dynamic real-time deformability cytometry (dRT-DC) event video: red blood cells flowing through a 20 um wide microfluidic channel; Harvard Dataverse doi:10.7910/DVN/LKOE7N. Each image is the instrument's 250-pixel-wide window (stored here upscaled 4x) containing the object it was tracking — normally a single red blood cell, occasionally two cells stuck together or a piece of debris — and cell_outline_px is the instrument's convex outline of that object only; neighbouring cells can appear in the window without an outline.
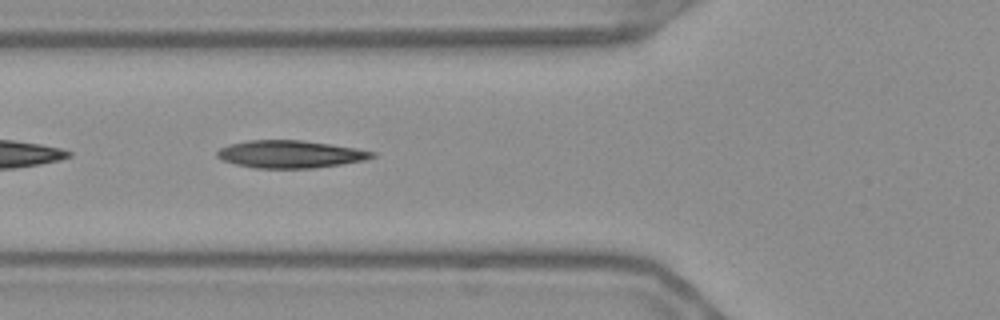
{"species": "Egyptian fruit bat (a non-hibernating species)", "species_latin": "Rousettus aegyptiacus", "temperature_condition": "warm", "stored_images_in_passage": 34, "camera_frame_rate_fps": 3000, "um_per_image_px": 0.085, "frame": {"image": 1, "passage_image": 5, "time_ms": 1.333, "image_size_px": [1000, 320], "cell_outline_px": [[376, 156], [364, 160], [316, 168], [256, 168], [236, 164], [224, 160], [216, 156], [216, 152], [220, 148], [228, 144], [248, 140], [300, 140], [356, 148], [376, 152]], "centroid_in_image_um": [24.66, 13.1], "position_along_channel_um": 101.1, "area_um2": 24.74}}
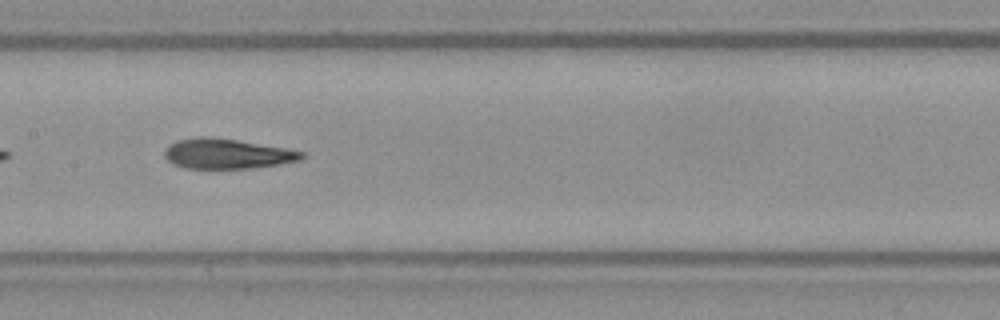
{"frame": {"image": 2, "passage_image": 12, "time_ms": 3.667, "image_size_px": [1000, 320], "cell_outline_px": [[308, 156], [300, 160], [280, 164], [252, 168], [184, 168], [172, 164], [164, 156], [164, 152], [176, 140], [200, 136], [208, 136], [236, 140], [284, 148], [304, 152]], "centroid_in_image_um": [19.31, 13.07], "position_along_channel_um": 188.1, "area_um2": 23.87}}
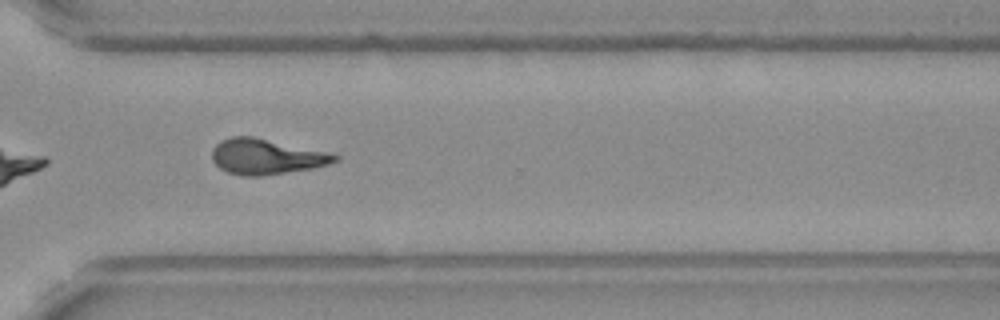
{"frame": {"image": 3, "passage_image": 25, "time_ms": 8.0, "image_size_px": [1000, 320], "cell_outline_px": [[340, 160], [328, 164], [312, 168], [260, 176], [244, 176], [228, 172], [220, 168], [212, 160], [212, 148], [220, 140], [232, 136], [252, 136], [332, 152], [340, 156]], "centroid_in_image_um": [22.66, 13.3], "position_along_channel_um": 347.9, "area_um2": 25.55}, "authors_computed_cell_mechanics": {"area_um2": 24.8251, "velocity_mm_per_s": 3.7011, "shape_relaxation_time_tau1_ms": null, "shape_relaxation_time_tau2_ms": 4.0383, "deformation_change_tau1": null, "deformation_change_tau2": 0.1218}}